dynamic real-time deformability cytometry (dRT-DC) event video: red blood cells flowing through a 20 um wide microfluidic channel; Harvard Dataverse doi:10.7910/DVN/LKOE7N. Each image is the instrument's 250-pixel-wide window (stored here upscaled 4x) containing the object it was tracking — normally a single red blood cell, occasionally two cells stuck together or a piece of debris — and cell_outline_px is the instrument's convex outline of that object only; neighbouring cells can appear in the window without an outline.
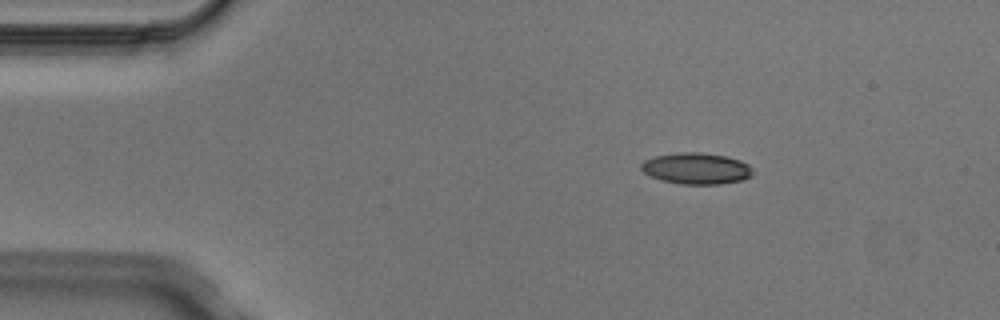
{"species": "Egyptian fruit bat (a non-hibernating species)", "species_latin": "Rousettus aegyptiacus", "temperature_condition": "cold", "stored_images_in_passage": 2, "camera_frame_rate_fps": 3000, "um_per_image_px": 0.085, "animal": {"sex": "male"}, "frame": {"image": 1, "passage_image": 1, "time_ms": 0.0, "image_size_px": [1000, 320], "cell_outline_px": [[752, 176], [740, 180], [720, 184], [680, 184], [660, 180], [644, 172], [640, 168], [640, 164], [644, 160], [652, 156], [680, 152], [700, 152], [724, 156], [740, 160], [748, 164], [752, 168]], "centroid_in_image_um": [59.16, 14.31], "position_along_channel_um": 25.8, "area_um2": 20.4}}
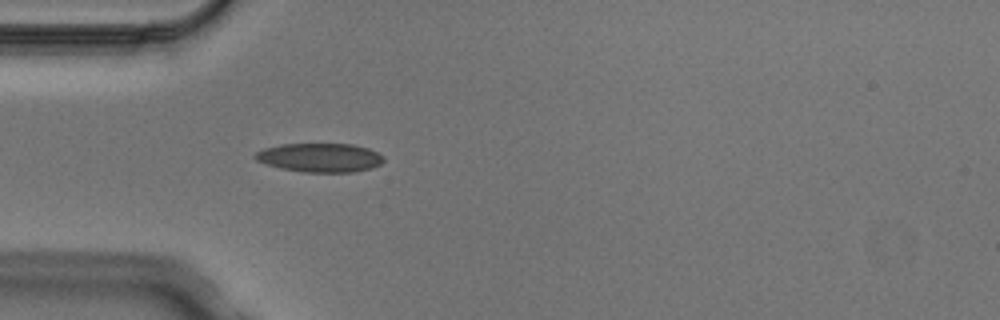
{"frame": {"image": 2, "passage_image": 2, "time_ms": 0.333, "image_size_px": [1000, 320], "cell_outline_px": [[384, 160], [380, 164], [372, 168], [352, 172], [304, 172], [280, 168], [256, 160], [252, 156], [256, 152], [264, 148], [280, 144], [352, 144], [368, 148], [384, 156]], "centroid_in_image_um": [27.19, 13.39], "position_along_channel_um": 57.8, "area_um2": 21.62}}